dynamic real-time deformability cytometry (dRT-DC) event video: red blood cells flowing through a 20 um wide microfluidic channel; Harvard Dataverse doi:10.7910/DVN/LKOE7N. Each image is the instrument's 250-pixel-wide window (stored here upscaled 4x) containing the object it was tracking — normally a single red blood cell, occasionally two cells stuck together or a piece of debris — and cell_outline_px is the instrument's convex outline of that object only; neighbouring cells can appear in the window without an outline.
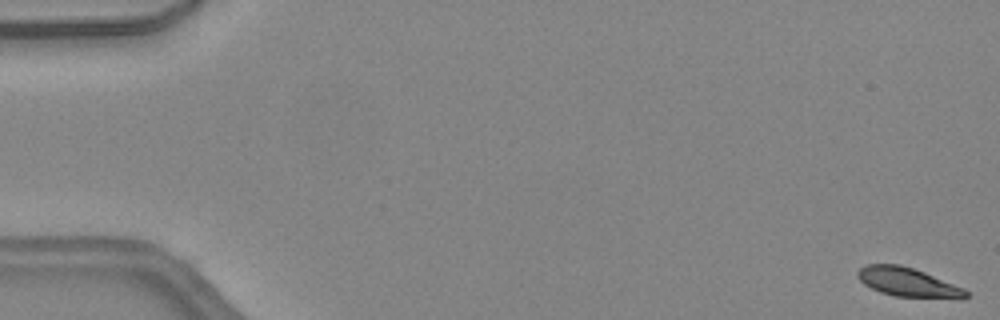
{"species": "common noctule bat (a hibernating species)", "species_latin": "Nyctalus noctula", "temperature_condition": "warm", "stored_images_in_passage": 11, "camera_frame_rate_fps": 3000, "um_per_image_px": 0.085, "animal": {"sex": "female", "body_mass_g": 24.6, "forearm_length_mm": 56.2}, "frame": {"image": 1, "passage_image": 1, "time_ms": 0.0, "image_size_px": [1000, 320], "cell_outline_px": [[968, 296], [964, 300], [960, 300], [896, 296], [880, 292], [864, 284], [856, 276], [856, 272], [864, 264], [900, 264], [924, 272], [964, 288], [968, 292]], "centroid_in_image_um": [77.21, 24.01], "position_along_channel_um": 7.8, "area_um2": 18.61}}